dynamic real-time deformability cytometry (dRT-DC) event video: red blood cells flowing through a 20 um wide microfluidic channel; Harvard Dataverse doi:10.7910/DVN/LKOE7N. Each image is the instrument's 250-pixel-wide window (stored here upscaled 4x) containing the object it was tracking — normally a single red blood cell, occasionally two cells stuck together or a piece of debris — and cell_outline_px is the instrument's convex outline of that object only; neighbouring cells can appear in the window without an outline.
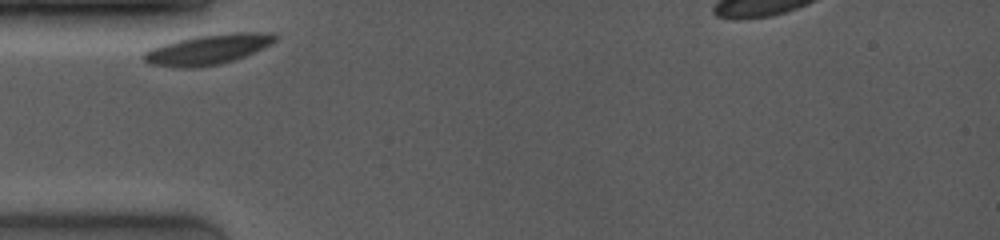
{"species": "common noctule bat (a hibernating species)", "species_latin": "Nyctalus noctula", "temperature_condition": "room temperature", "stored_images_in_passage": 22, "camera_frame_rate_fps": 4000, "um_per_image_px": 0.085, "animal": {"sex": "female", "body_mass_g": 19.0, "forearm_length_mm": 53.3}, "frame": {"image": 1, "passage_image": 1, "time_ms": 0.0, "image_size_px": [1000, 240], "cell_outline_px": [[280, 36], [272, 44], [264, 48], [236, 60], [220, 64], [196, 68], [176, 68], [152, 64], [144, 60], [140, 56], [144, 52], [152, 48], [176, 40], [196, 36], [232, 32], [276, 32]], "centroid_in_image_um": [17.74, 4.2], "position_along_channel_um": 67.3, "area_um2": 23.47}}
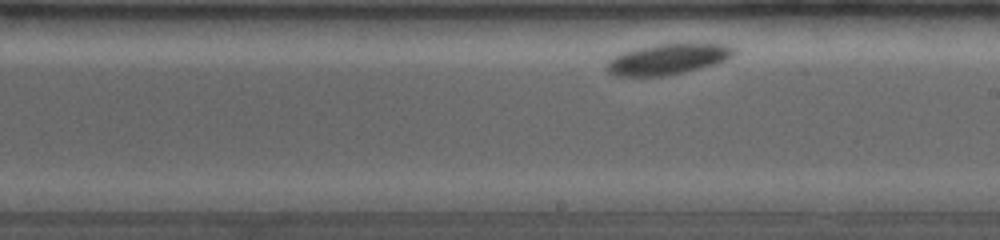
{"frame": {"image": 2, "passage_image": 12, "time_ms": 4.75, "image_size_px": [1000, 240], "cell_outline_px": [[736, 52], [732, 56], [716, 64], [684, 72], [664, 76], [616, 76], [608, 72], [604, 68], [608, 60], [620, 52], [636, 48], [656, 44], [724, 44], [736, 48]], "centroid_in_image_um": [56.71, 5.03], "position_along_channel_um": 232.3, "area_um2": 22.83}}
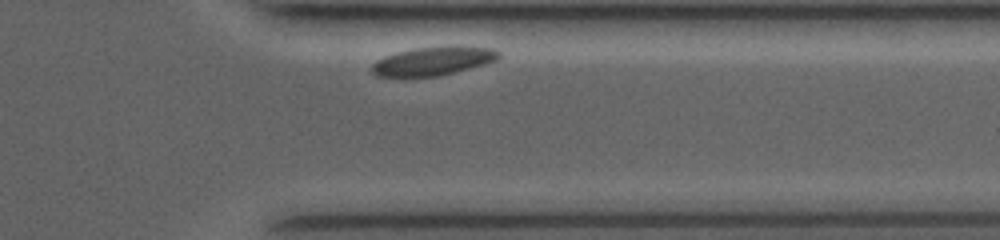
{"frame": {"image": 3, "passage_image": 21, "time_ms": 8.75, "image_size_px": [1000, 240], "cell_outline_px": [[500, 56], [496, 60], [484, 64], [436, 76], [408, 80], [376, 76], [372, 72], [372, 64], [376, 60], [384, 56], [416, 48], [448, 44], [492, 48], [500, 52]], "centroid_in_image_um": [36.75, 5.21], "position_along_channel_um": 374.7, "area_um2": 21.96}}